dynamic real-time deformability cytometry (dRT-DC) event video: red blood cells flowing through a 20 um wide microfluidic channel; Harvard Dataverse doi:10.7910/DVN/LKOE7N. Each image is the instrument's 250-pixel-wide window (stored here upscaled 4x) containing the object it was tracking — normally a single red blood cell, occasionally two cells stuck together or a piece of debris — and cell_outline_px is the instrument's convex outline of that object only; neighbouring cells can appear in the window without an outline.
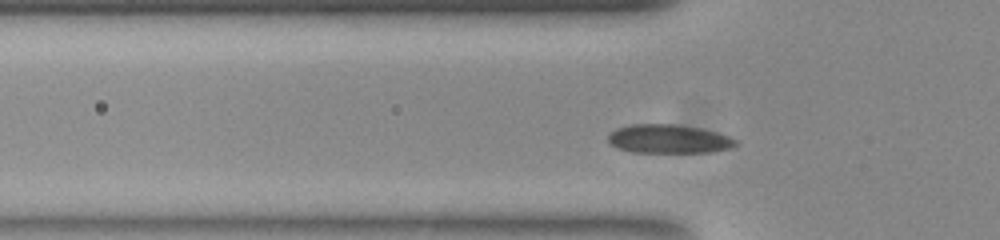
{"species": "common noctule bat (a hibernating species)", "species_latin": "Nyctalus noctula", "temperature_condition": "room temperature", "stored_images_in_passage": 42, "segment_of_instrument_passage": [1, 2], "camera_frame_rate_fps": 3000, "um_per_image_px": 0.085, "animal": {"sex": "female", "body_mass_g": 23.0, "forearm_length_mm": 53.4}, "frame": {"image": 1, "passage_image": 4, "time_ms": 1.0, "image_size_px": [1000, 240], "cell_outline_px": [[740, 144], [732, 148], [712, 152], [632, 152], [620, 148], [612, 144], [608, 140], [608, 136], [616, 128], [632, 124], [676, 124], [700, 128], [716, 132], [728, 136], [736, 140]], "centroid_in_image_um": [56.89, 11.81], "position_along_channel_um": 68.9, "area_um2": 21.33}}
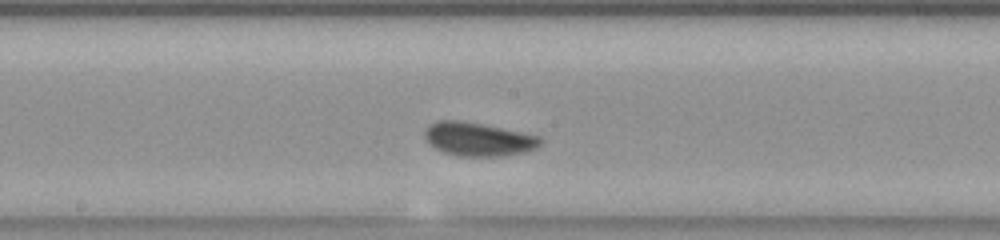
{"frame": {"image": 2, "passage_image": 15, "time_ms": 4.667, "image_size_px": [1000, 240], "cell_outline_px": [[544, 140], [536, 148], [524, 152], [500, 156], [456, 156], [444, 152], [436, 148], [424, 136], [424, 132], [432, 124], [440, 120], [460, 120], [540, 136]], "centroid_in_image_um": [40.68, 11.84], "position_along_channel_um": 207.5, "area_um2": 22.2}}
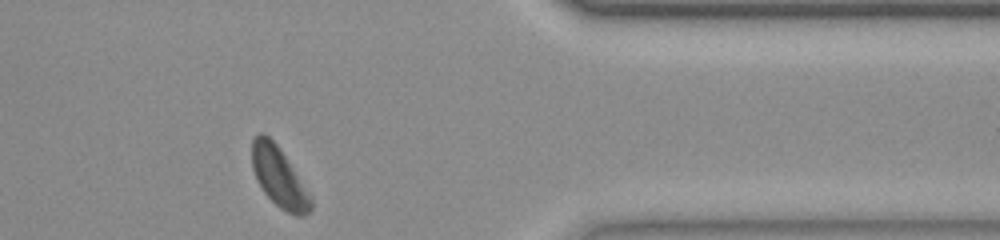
{"frame": {"image": 3, "passage_image": 31, "time_ms": 10.0, "image_size_px": [1000, 240], "cell_outline_px": [[312, 208], [308, 212], [300, 216], [296, 216], [280, 208], [264, 192], [256, 180], [252, 168], [252, 140], [260, 132], [268, 136], [276, 144], [284, 156], [312, 200]], "centroid_in_image_um": [23.66, 15.06], "position_along_channel_um": 387.7, "area_um2": 19.71}}